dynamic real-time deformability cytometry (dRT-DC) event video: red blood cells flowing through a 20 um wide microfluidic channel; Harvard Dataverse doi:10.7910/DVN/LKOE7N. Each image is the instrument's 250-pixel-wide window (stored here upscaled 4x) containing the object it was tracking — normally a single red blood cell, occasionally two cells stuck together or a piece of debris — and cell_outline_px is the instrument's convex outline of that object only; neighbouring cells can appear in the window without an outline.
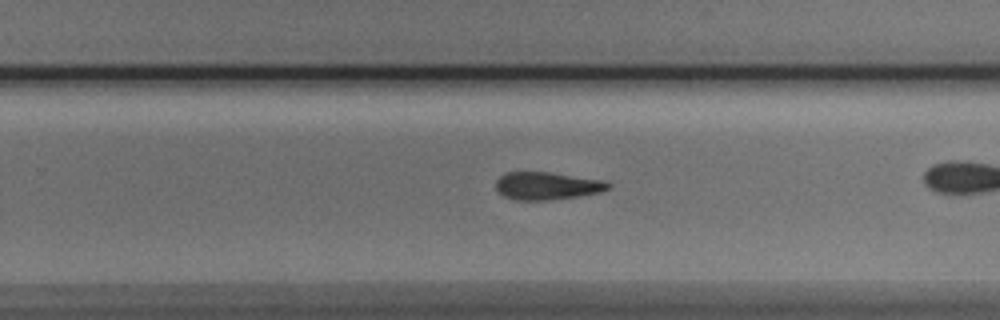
{"species": "Egyptian fruit bat (a non-hibernating species)", "species_latin": "Rousettus aegyptiacus", "temperature_condition": "cold", "stored_images_in_passage": 29, "camera_frame_rate_fps": 3000, "um_per_image_px": 0.085, "animal": {"sex": "male"}, "frame": {"image": 1, "passage_image": 21, "time_ms": 6.667, "image_size_px": [1000, 320], "cell_outline_px": [[612, 188], [600, 192], [580, 196], [548, 200], [516, 200], [504, 196], [496, 188], [496, 180], [504, 172], [548, 172], [604, 180], [612, 184]], "centroid_in_image_um": [46.53, 15.79], "position_along_channel_um": 283.3, "area_um2": 18.21}}